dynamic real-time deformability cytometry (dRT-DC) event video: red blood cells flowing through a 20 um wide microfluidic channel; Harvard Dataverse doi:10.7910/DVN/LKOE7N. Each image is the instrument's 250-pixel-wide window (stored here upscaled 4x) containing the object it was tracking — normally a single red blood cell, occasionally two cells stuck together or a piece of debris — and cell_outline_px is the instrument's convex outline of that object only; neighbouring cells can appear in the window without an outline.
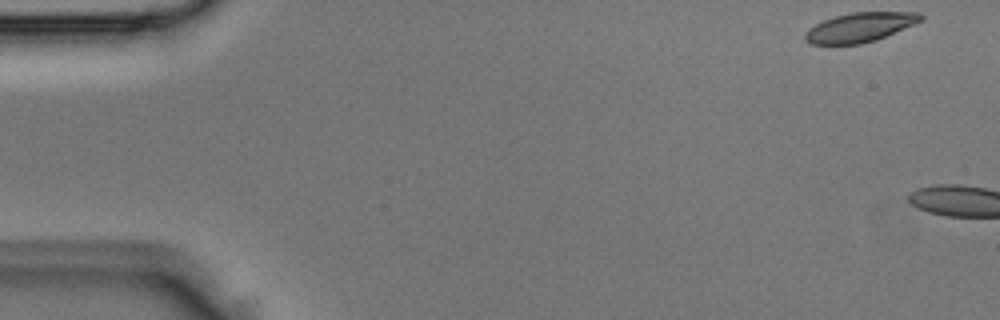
{"species": "Egyptian fruit bat (a non-hibernating species)", "species_latin": "Rousettus aegyptiacus", "temperature_condition": "room temperature", "stored_images_in_passage": 2, "camera_frame_rate_fps": 3000, "um_per_image_px": 0.085, "animal": {"sex": "male"}, "frame": {"image": 1, "passage_image": 1, "time_ms": 0.0, "image_size_px": [1000, 320], "cell_outline_px": [[924, 20], [876, 40], [860, 44], [808, 44], [804, 40], [804, 32], [808, 28], [824, 20], [836, 16], [852, 12], [920, 12], [924, 16]], "centroid_in_image_um": [73.09, 2.32], "position_along_channel_um": 11.9, "area_um2": 19.88}}